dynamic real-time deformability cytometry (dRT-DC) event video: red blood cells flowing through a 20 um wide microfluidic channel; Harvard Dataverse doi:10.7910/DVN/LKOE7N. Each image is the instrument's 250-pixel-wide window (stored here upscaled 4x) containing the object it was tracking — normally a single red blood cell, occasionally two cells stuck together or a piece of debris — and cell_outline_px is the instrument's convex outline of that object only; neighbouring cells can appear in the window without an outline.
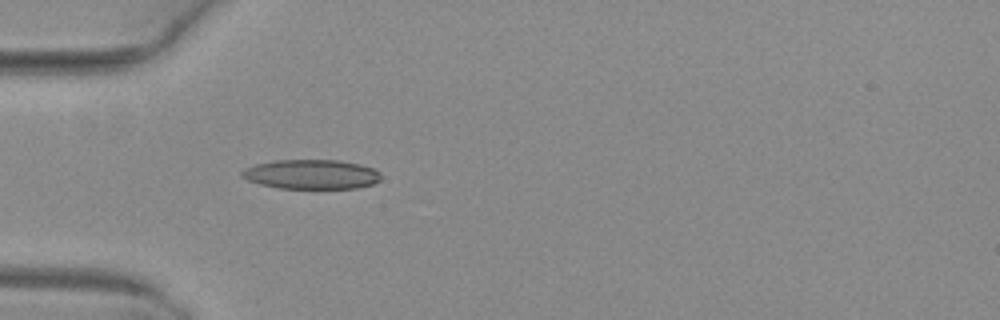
{"species": "common noctule bat (a hibernating species)", "species_latin": "Nyctalus noctula", "temperature_condition": "warm", "stored_images_in_passage": 4, "camera_frame_rate_fps": 3000, "um_per_image_px": 0.085, "animal": {"sex": "female", "body_mass_g": 29.2, "forearm_length_mm": 56.3}, "frame": {"image": 1, "passage_image": 4, "time_ms": 1.0, "image_size_px": [1000, 320], "cell_outline_px": [[380, 180], [372, 184], [356, 188], [276, 188], [260, 184], [248, 180], [240, 176], [240, 172], [244, 168], [256, 164], [276, 160], [336, 160], [360, 164], [372, 168], [380, 172]], "centroid_in_image_um": [26.44, 14.81], "position_along_channel_um": 58.6, "area_um2": 23.87}}